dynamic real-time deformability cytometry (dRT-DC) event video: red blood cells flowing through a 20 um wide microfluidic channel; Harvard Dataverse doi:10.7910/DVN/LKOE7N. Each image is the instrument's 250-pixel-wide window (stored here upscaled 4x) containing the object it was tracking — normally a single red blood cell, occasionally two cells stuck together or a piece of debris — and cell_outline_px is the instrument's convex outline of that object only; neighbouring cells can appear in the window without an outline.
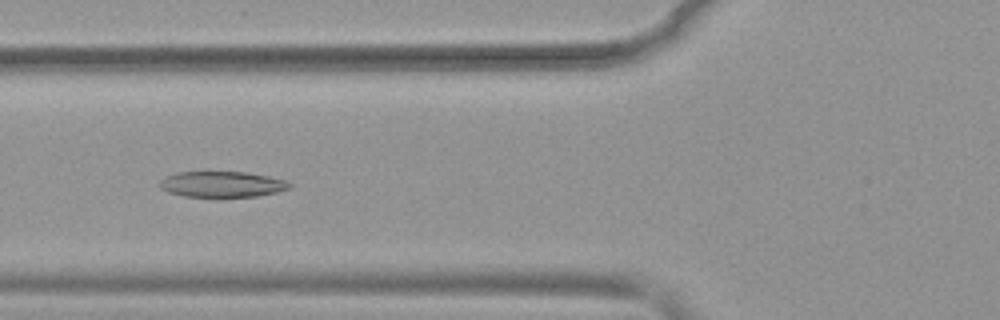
{"species": "common noctule bat (a hibernating species)", "species_latin": "Nyctalus noctula", "temperature_condition": "warm", "stored_images_in_passage": 52, "camera_frame_rate_fps": 3000, "um_per_image_px": 0.085, "animal": {"sex": "female", "body_mass_g": 19.9}, "frame": {"image": 1, "passage_image": 20, "time_ms": 6.333, "image_size_px": [1000, 320], "cell_outline_px": [[292, 188], [276, 192], [256, 196], [184, 196], [168, 192], [160, 188], [160, 180], [164, 176], [176, 172], [248, 172], [268, 176], [284, 180], [292, 184]], "centroid_in_image_um": [18.86, 15.65], "position_along_channel_um": 106.9, "area_um2": 19.42}}
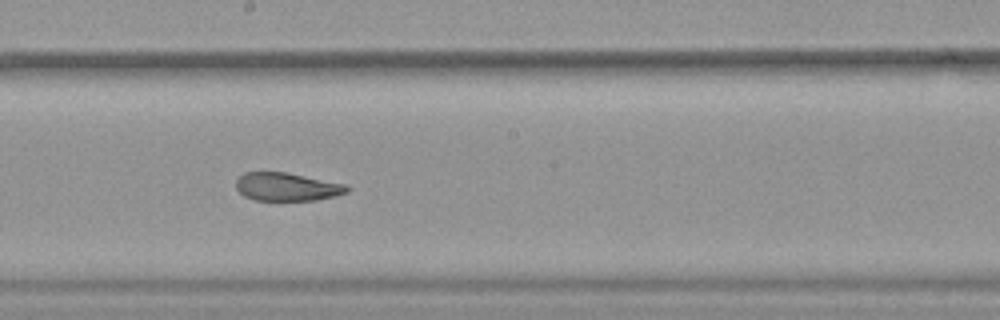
{"frame": {"image": 2, "passage_image": 29, "time_ms": 9.333, "image_size_px": [1000, 320], "cell_outline_px": [[348, 192], [336, 196], [316, 200], [256, 200], [244, 196], [236, 188], [236, 180], [244, 172], [284, 172], [348, 184]], "centroid_in_image_um": [24.4, 15.88], "position_along_channel_um": 223.8, "area_um2": 18.21}}
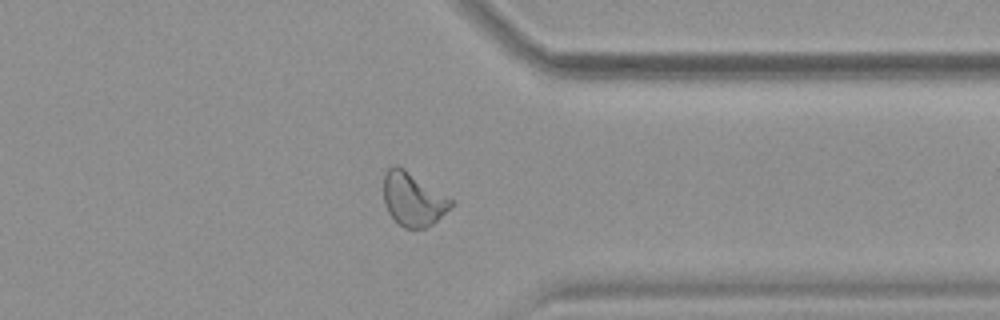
{"frame": {"image": 3, "passage_image": 41, "time_ms": 13.333, "image_size_px": [1000, 320], "cell_outline_px": [[456, 200], [432, 224], [424, 228], [404, 228], [388, 212], [384, 204], [384, 176], [388, 168], [392, 164], [396, 164], [404, 168]], "centroid_in_image_um": [35.1, 16.89], "position_along_channel_um": 376.3, "area_um2": 20.98}, "authors_computed_cell_mechanics": {"area_um2": 21.4727, "velocity_mm_per_s": 3.9083, "shape_relaxation_time_tau1_ms": 4.8026, "shape_relaxation_time_tau2_ms": 2.1167, "deformation_change_tau1": 0.1752, "deformation_change_tau2": 0.0937}}